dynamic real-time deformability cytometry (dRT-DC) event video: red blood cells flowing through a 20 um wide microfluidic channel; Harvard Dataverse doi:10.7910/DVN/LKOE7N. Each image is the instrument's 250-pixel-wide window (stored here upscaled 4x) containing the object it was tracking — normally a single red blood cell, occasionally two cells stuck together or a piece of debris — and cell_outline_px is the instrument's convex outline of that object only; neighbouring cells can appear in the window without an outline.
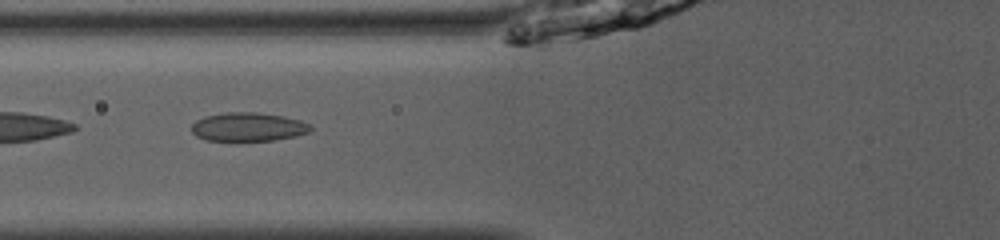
{"species": "common noctule bat (a hibernating species)", "species_latin": "Nyctalus noctula", "temperature_condition": "room temperature", "stored_images_in_passage": 50, "camera_frame_rate_fps": 3000, "um_per_image_px": 0.085, "animal": {"sex": "male", "body_mass_g": 13.0, "forearm_length_mm": 53.1}, "frame": {"image": 1, "passage_image": 21, "time_ms": 6.667, "image_size_px": [1000, 240], "cell_outline_px": [[312, 132], [296, 136], [272, 140], [204, 140], [196, 136], [192, 132], [192, 124], [196, 120], [204, 116], [224, 112], [256, 112], [284, 116], [300, 120], [312, 124]], "centroid_in_image_um": [21.12, 10.77], "position_along_channel_um": 104.7, "area_um2": 20.06}}
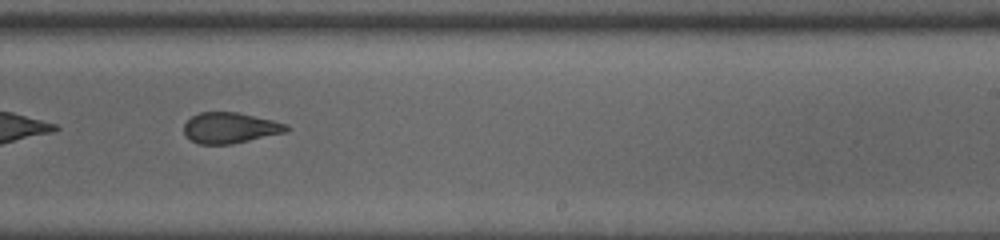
{"frame": {"image": 2, "passage_image": 33, "time_ms": 10.667, "image_size_px": [1000, 240], "cell_outline_px": [[292, 128], [288, 132], [232, 144], [200, 144], [192, 140], [184, 132], [184, 124], [192, 116], [200, 112], [236, 112], [272, 120], [288, 124]], "centroid_in_image_um": [19.61, 10.87], "position_along_channel_um": 269.4, "area_um2": 18.38}}
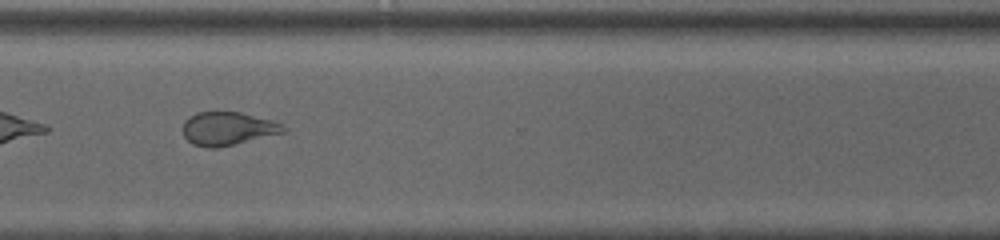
{"frame": {"image": 3, "passage_image": 39, "time_ms": 12.667, "image_size_px": [1000, 240], "cell_outline_px": [[288, 128], [284, 132], [216, 148], [208, 148], [192, 144], [184, 136], [184, 120], [188, 116], [196, 112], [240, 112], [272, 120]], "centroid_in_image_um": [19.33, 10.92], "position_along_channel_um": 351.3, "area_um2": 19.31}, "authors_computed_cell_mechanics": {"area_um2": 22.6865, "velocity_mm_per_s": 4.1036, "shape_relaxation_time_tau1_ms": 3.5157, "shape_relaxation_time_tau2_ms": 1.6656, "deformation_change_tau1": 0.101, "deformation_change_tau2": 0.0773}}